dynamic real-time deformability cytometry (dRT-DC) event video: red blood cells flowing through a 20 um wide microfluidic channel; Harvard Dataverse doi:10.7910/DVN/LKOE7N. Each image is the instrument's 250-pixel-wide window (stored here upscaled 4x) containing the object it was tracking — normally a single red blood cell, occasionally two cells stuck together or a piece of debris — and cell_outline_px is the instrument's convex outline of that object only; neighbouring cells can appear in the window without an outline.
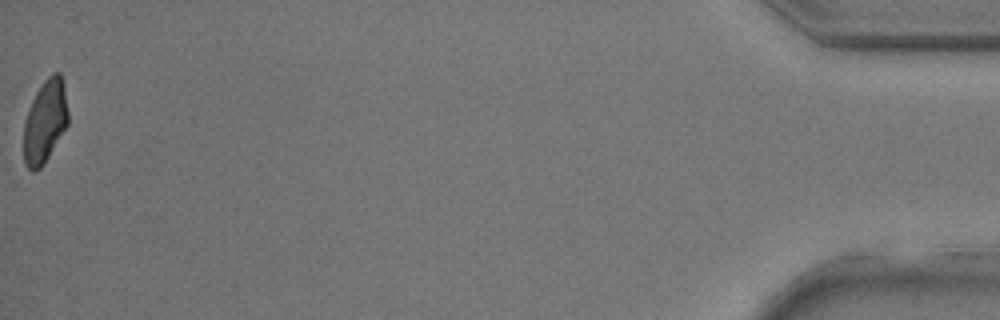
{"species": "common noctule bat (a hibernating species)", "species_latin": "Nyctalus noctula", "temperature_condition": "room temperature", "stored_images_in_passage": 28, "camera_frame_rate_fps": 3000, "um_per_image_px": 0.085, "animal": {"sex": "male", "body_mass_g": 17.9, "forearm_length_mm": 54.2}, "frame": {"image": 1, "passage_image": 28, "time_ms": 9.0, "image_size_px": [1000, 320], "cell_outline_px": [[68, 124], [44, 164], [36, 172], [32, 172], [24, 164], [24, 124], [32, 100], [36, 92], [44, 80], [52, 72], [60, 72], [64, 84], [68, 112]], "centroid_in_image_um": [3.84, 10.33], "position_along_channel_um": 431.4, "area_um2": 21.5}}